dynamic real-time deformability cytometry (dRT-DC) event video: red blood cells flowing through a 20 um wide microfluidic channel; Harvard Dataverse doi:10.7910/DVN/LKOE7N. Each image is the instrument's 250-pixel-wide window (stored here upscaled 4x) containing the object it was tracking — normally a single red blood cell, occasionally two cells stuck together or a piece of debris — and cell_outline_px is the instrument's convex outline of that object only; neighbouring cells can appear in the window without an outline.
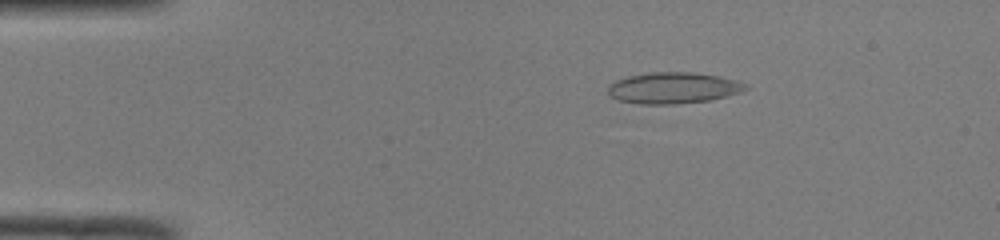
{"species": "common noctule bat (a hibernating species)", "species_latin": "Nyctalus noctula", "temperature_condition": "room temperature", "stored_images_in_passage": 43, "camera_frame_rate_fps": 3000, "um_per_image_px": 0.085, "animal": {"sex": "male", "body_mass_g": 19.0, "forearm_length_mm": 50.8}, "frame": {"image": 1, "passage_image": 2, "time_ms": 0.333, "image_size_px": [1000, 240], "cell_outline_px": [[748, 88], [740, 92], [708, 100], [676, 104], [640, 104], [616, 100], [608, 96], [608, 84], [616, 80], [628, 76], [652, 72], [692, 72], [716, 76], [736, 80], [748, 84]], "centroid_in_image_um": [57.16, 7.48], "position_along_channel_um": 27.8, "area_um2": 25.03}}
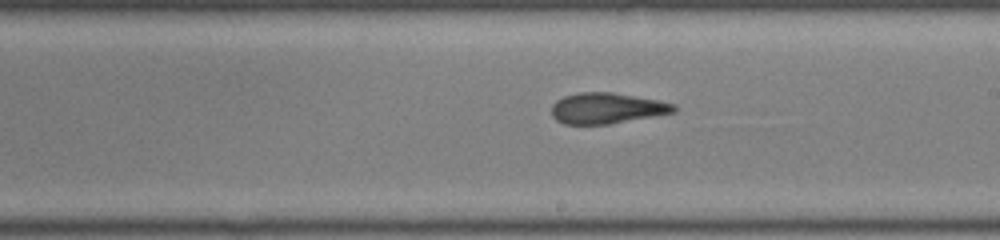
{"frame": {"image": 2, "passage_image": 22, "time_ms": 7.0, "image_size_px": [1000, 240], "cell_outline_px": [[676, 112], [608, 124], [564, 124], [556, 120], [552, 116], [552, 104], [556, 100], [564, 96], [580, 92], [612, 92], [656, 100], [676, 104]], "centroid_in_image_um": [51.55, 9.2], "position_along_channel_um": 237.4, "area_um2": 21.85}}
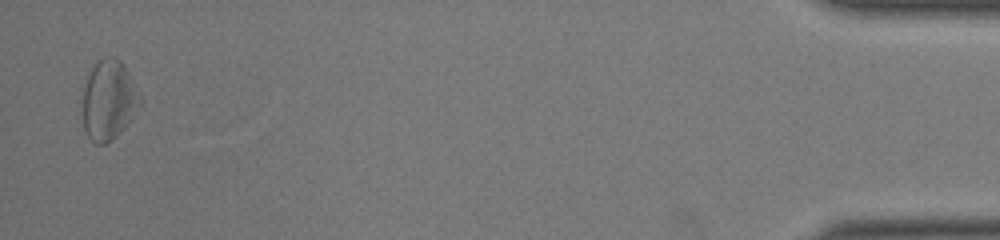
{"frame": {"image": 3, "passage_image": 42, "time_ms": 13.667, "image_size_px": [1000, 240], "cell_outline_px": [[144, 100], [140, 108], [132, 120], [112, 140], [104, 144], [96, 144], [88, 136], [84, 128], [80, 100], [80, 88], [84, 76], [104, 56], [116, 56], [124, 64], [132, 76]], "centroid_in_image_um": [9.23, 8.47], "position_along_channel_um": 426.0, "area_um2": 28.21}, "authors_computed_cell_mechanics": {"area_um2": 23.409, "velocity_mm_per_s": 4.106, "shape_relaxation_time_tau1_ms": null, "shape_relaxation_time_tau2_ms": 2.4141, "deformation_change_tau1": null, "deformation_change_tau2": 0.1046}}